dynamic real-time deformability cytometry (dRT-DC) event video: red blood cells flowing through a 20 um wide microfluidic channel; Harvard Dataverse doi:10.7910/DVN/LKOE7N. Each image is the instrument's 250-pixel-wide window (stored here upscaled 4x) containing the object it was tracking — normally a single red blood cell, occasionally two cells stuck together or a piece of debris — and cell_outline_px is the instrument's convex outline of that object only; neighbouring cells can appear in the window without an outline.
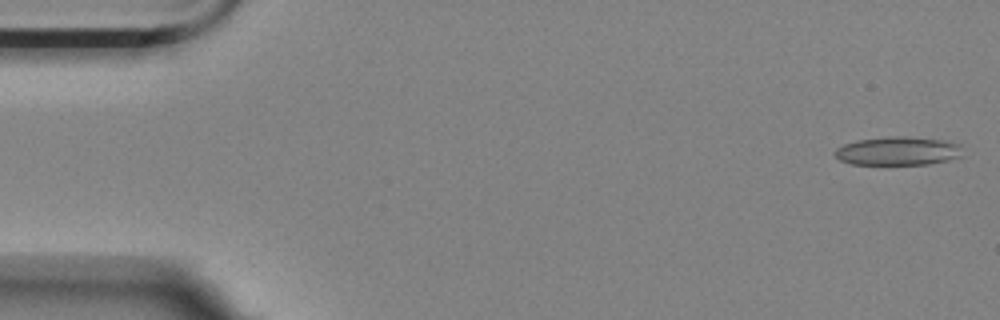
{"species": "Egyptian fruit bat (a non-hibernating species)", "species_latin": "Rousettus aegyptiacus", "temperature_condition": "room temperature", "stored_images_in_passage": 5, "segment_of_instrument_passage": [1, 2], "camera_frame_rate_fps": 3000, "um_per_image_px": 0.085, "animal": {"sex": "female"}, "frame": {"image": 1, "passage_image": 1, "time_ms": 0.0, "image_size_px": [1000, 320], "cell_outline_px": [[964, 156], [948, 160], [928, 164], [852, 164], [840, 160], [832, 152], [836, 148], [844, 144], [856, 140], [884, 136], [908, 136], [944, 140], [960, 144]], "centroid_in_image_um": [76.34, 12.82], "position_along_channel_um": 8.7, "area_um2": 21.56}}
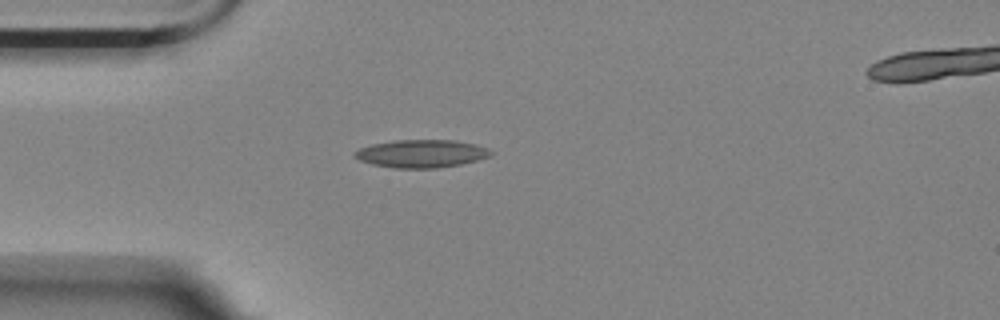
{"frame": {"image": 2, "passage_image": 4, "time_ms": 4.333, "image_size_px": [1000, 320], "cell_outline_px": [[492, 156], [460, 164], [436, 168], [396, 168], [372, 164], [360, 160], [352, 156], [352, 152], [360, 148], [372, 144], [392, 140], [456, 140], [488, 148], [492, 152]], "centroid_in_image_um": [35.78, 13.05], "position_along_channel_um": 49.2, "area_um2": 22.08}}